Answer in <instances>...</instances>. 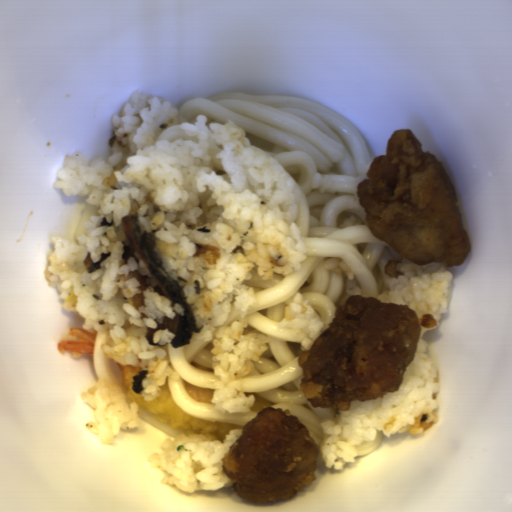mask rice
Returning <instances> with one entry per match:
<instances>
[{"label": "rice", "instance_id": "rice-1", "mask_svg": "<svg viewBox=\"0 0 512 512\" xmlns=\"http://www.w3.org/2000/svg\"><path fill=\"white\" fill-rule=\"evenodd\" d=\"M57 192L96 207L76 240L51 236L44 279L64 311L83 329L100 331L101 352L119 364L147 370L142 399L155 401L168 380L183 381L169 364L166 346L175 334L147 329L184 308L144 289L143 308L127 299L141 287L131 274L146 276L142 260L123 259L121 220L135 215L152 232L163 266L177 281L200 333L213 351L214 407L246 414L253 395L237 381L256 368L268 336L247 329L256 298L254 276L272 280L301 268L306 255L298 193L280 162L261 150L239 122H218L205 113L187 117L170 101L133 91L113 114L110 154L65 157L55 178ZM110 253L88 275L82 260Z\"/></svg>", "mask_w": 512, "mask_h": 512}, {"label": "rice", "instance_id": "rice-2", "mask_svg": "<svg viewBox=\"0 0 512 512\" xmlns=\"http://www.w3.org/2000/svg\"><path fill=\"white\" fill-rule=\"evenodd\" d=\"M416 354L403 373L396 392L377 399L350 400L339 416L321 420L324 430L320 461L330 469L352 465L359 448L377 434L394 437L417 434L433 425L439 413L440 391L435 362L426 353L424 337L433 328L420 325Z\"/></svg>", "mask_w": 512, "mask_h": 512}, {"label": "rice", "instance_id": "rice-3", "mask_svg": "<svg viewBox=\"0 0 512 512\" xmlns=\"http://www.w3.org/2000/svg\"><path fill=\"white\" fill-rule=\"evenodd\" d=\"M243 429L229 431L221 440L204 434L184 433L161 444L151 463L162 479L181 492H213L233 488L222 460Z\"/></svg>", "mask_w": 512, "mask_h": 512}, {"label": "rice", "instance_id": "rice-4", "mask_svg": "<svg viewBox=\"0 0 512 512\" xmlns=\"http://www.w3.org/2000/svg\"><path fill=\"white\" fill-rule=\"evenodd\" d=\"M454 275L443 264L417 265L405 259L375 296L384 303L411 307L418 316L432 315L439 323L447 314Z\"/></svg>", "mask_w": 512, "mask_h": 512}, {"label": "rice", "instance_id": "rice-5", "mask_svg": "<svg viewBox=\"0 0 512 512\" xmlns=\"http://www.w3.org/2000/svg\"><path fill=\"white\" fill-rule=\"evenodd\" d=\"M82 399L93 410L90 422H86L88 431L103 445H111L120 431L139 428L140 403L130 402L116 380L106 378L96 383L84 390Z\"/></svg>", "mask_w": 512, "mask_h": 512}, {"label": "rice", "instance_id": "rice-6", "mask_svg": "<svg viewBox=\"0 0 512 512\" xmlns=\"http://www.w3.org/2000/svg\"><path fill=\"white\" fill-rule=\"evenodd\" d=\"M279 326L298 334L303 352L310 350L313 342L325 332L319 315L302 293L291 296L283 308Z\"/></svg>", "mask_w": 512, "mask_h": 512}, {"label": "rice", "instance_id": "rice-7", "mask_svg": "<svg viewBox=\"0 0 512 512\" xmlns=\"http://www.w3.org/2000/svg\"><path fill=\"white\" fill-rule=\"evenodd\" d=\"M323 269L337 275H343L349 282L354 279L355 273L338 257L327 258L322 264Z\"/></svg>", "mask_w": 512, "mask_h": 512}]
</instances>
